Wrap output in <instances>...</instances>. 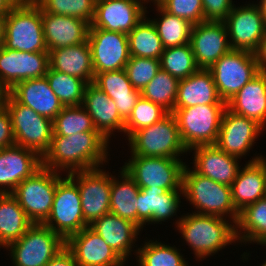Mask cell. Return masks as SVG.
Returning <instances> with one entry per match:
<instances>
[{
  "label": "cell",
  "mask_w": 266,
  "mask_h": 266,
  "mask_svg": "<svg viewBox=\"0 0 266 266\" xmlns=\"http://www.w3.org/2000/svg\"><path fill=\"white\" fill-rule=\"evenodd\" d=\"M124 69L133 87L142 91L161 69L160 59L131 56Z\"/></svg>",
  "instance_id": "45"
},
{
  "label": "cell",
  "mask_w": 266,
  "mask_h": 266,
  "mask_svg": "<svg viewBox=\"0 0 266 266\" xmlns=\"http://www.w3.org/2000/svg\"><path fill=\"white\" fill-rule=\"evenodd\" d=\"M231 112L266 125V72H259L227 103Z\"/></svg>",
  "instance_id": "29"
},
{
  "label": "cell",
  "mask_w": 266,
  "mask_h": 266,
  "mask_svg": "<svg viewBox=\"0 0 266 266\" xmlns=\"http://www.w3.org/2000/svg\"><path fill=\"white\" fill-rule=\"evenodd\" d=\"M261 266H266V261H264V263Z\"/></svg>",
  "instance_id": "57"
},
{
  "label": "cell",
  "mask_w": 266,
  "mask_h": 266,
  "mask_svg": "<svg viewBox=\"0 0 266 266\" xmlns=\"http://www.w3.org/2000/svg\"><path fill=\"white\" fill-rule=\"evenodd\" d=\"M180 191V193H179ZM182 190L140 189L136 198L138 201L137 226L143 229L144 224L159 223L176 215L181 203Z\"/></svg>",
  "instance_id": "24"
},
{
  "label": "cell",
  "mask_w": 266,
  "mask_h": 266,
  "mask_svg": "<svg viewBox=\"0 0 266 266\" xmlns=\"http://www.w3.org/2000/svg\"><path fill=\"white\" fill-rule=\"evenodd\" d=\"M45 76L50 88L63 106H80L83 104L84 90L87 85L84 80L55 71L50 67Z\"/></svg>",
  "instance_id": "39"
},
{
  "label": "cell",
  "mask_w": 266,
  "mask_h": 266,
  "mask_svg": "<svg viewBox=\"0 0 266 266\" xmlns=\"http://www.w3.org/2000/svg\"><path fill=\"white\" fill-rule=\"evenodd\" d=\"M94 73L124 69L130 59L128 35L100 28H89Z\"/></svg>",
  "instance_id": "14"
},
{
  "label": "cell",
  "mask_w": 266,
  "mask_h": 266,
  "mask_svg": "<svg viewBox=\"0 0 266 266\" xmlns=\"http://www.w3.org/2000/svg\"><path fill=\"white\" fill-rule=\"evenodd\" d=\"M9 95H10V90L3 83V81L0 77V107L4 106Z\"/></svg>",
  "instance_id": "52"
},
{
  "label": "cell",
  "mask_w": 266,
  "mask_h": 266,
  "mask_svg": "<svg viewBox=\"0 0 266 266\" xmlns=\"http://www.w3.org/2000/svg\"><path fill=\"white\" fill-rule=\"evenodd\" d=\"M43 224L65 241L88 226L82 214L78 186L68 175L57 183L50 215Z\"/></svg>",
  "instance_id": "12"
},
{
  "label": "cell",
  "mask_w": 266,
  "mask_h": 266,
  "mask_svg": "<svg viewBox=\"0 0 266 266\" xmlns=\"http://www.w3.org/2000/svg\"><path fill=\"white\" fill-rule=\"evenodd\" d=\"M204 104L226 105L218 95L211 71L198 69L189 77L180 80L175 108Z\"/></svg>",
  "instance_id": "30"
},
{
  "label": "cell",
  "mask_w": 266,
  "mask_h": 266,
  "mask_svg": "<svg viewBox=\"0 0 266 266\" xmlns=\"http://www.w3.org/2000/svg\"><path fill=\"white\" fill-rule=\"evenodd\" d=\"M167 114L168 112L160 105L140 96L130 116L125 121V134L128 136L127 138L134 132L155 124Z\"/></svg>",
  "instance_id": "44"
},
{
  "label": "cell",
  "mask_w": 266,
  "mask_h": 266,
  "mask_svg": "<svg viewBox=\"0 0 266 266\" xmlns=\"http://www.w3.org/2000/svg\"><path fill=\"white\" fill-rule=\"evenodd\" d=\"M118 177L120 181L112 175L110 212L137 225L138 201L136 196L140 187L123 168Z\"/></svg>",
  "instance_id": "34"
},
{
  "label": "cell",
  "mask_w": 266,
  "mask_h": 266,
  "mask_svg": "<svg viewBox=\"0 0 266 266\" xmlns=\"http://www.w3.org/2000/svg\"><path fill=\"white\" fill-rule=\"evenodd\" d=\"M257 6L260 10L261 15L264 18L265 24H266V0L259 1V4H257Z\"/></svg>",
  "instance_id": "54"
},
{
  "label": "cell",
  "mask_w": 266,
  "mask_h": 266,
  "mask_svg": "<svg viewBox=\"0 0 266 266\" xmlns=\"http://www.w3.org/2000/svg\"><path fill=\"white\" fill-rule=\"evenodd\" d=\"M32 224L11 193H0V248L20 239Z\"/></svg>",
  "instance_id": "33"
},
{
  "label": "cell",
  "mask_w": 266,
  "mask_h": 266,
  "mask_svg": "<svg viewBox=\"0 0 266 266\" xmlns=\"http://www.w3.org/2000/svg\"><path fill=\"white\" fill-rule=\"evenodd\" d=\"M46 47L49 50L77 45L88 40L90 24L79 18L44 12L41 9Z\"/></svg>",
  "instance_id": "26"
},
{
  "label": "cell",
  "mask_w": 266,
  "mask_h": 266,
  "mask_svg": "<svg viewBox=\"0 0 266 266\" xmlns=\"http://www.w3.org/2000/svg\"><path fill=\"white\" fill-rule=\"evenodd\" d=\"M66 241L44 224H32L18 240L9 243L14 266H46Z\"/></svg>",
  "instance_id": "10"
},
{
  "label": "cell",
  "mask_w": 266,
  "mask_h": 266,
  "mask_svg": "<svg viewBox=\"0 0 266 266\" xmlns=\"http://www.w3.org/2000/svg\"><path fill=\"white\" fill-rule=\"evenodd\" d=\"M49 52V67L55 71L79 77L87 84L94 81L91 49L88 41Z\"/></svg>",
  "instance_id": "31"
},
{
  "label": "cell",
  "mask_w": 266,
  "mask_h": 266,
  "mask_svg": "<svg viewBox=\"0 0 266 266\" xmlns=\"http://www.w3.org/2000/svg\"><path fill=\"white\" fill-rule=\"evenodd\" d=\"M48 68L49 52L0 48V77L9 90L22 80L44 77Z\"/></svg>",
  "instance_id": "19"
},
{
  "label": "cell",
  "mask_w": 266,
  "mask_h": 266,
  "mask_svg": "<svg viewBox=\"0 0 266 266\" xmlns=\"http://www.w3.org/2000/svg\"><path fill=\"white\" fill-rule=\"evenodd\" d=\"M7 16L8 13H0V48L4 44V34H5Z\"/></svg>",
  "instance_id": "53"
},
{
  "label": "cell",
  "mask_w": 266,
  "mask_h": 266,
  "mask_svg": "<svg viewBox=\"0 0 266 266\" xmlns=\"http://www.w3.org/2000/svg\"><path fill=\"white\" fill-rule=\"evenodd\" d=\"M209 70L218 95L225 103L259 73L254 53L233 49L218 59Z\"/></svg>",
  "instance_id": "11"
},
{
  "label": "cell",
  "mask_w": 266,
  "mask_h": 266,
  "mask_svg": "<svg viewBox=\"0 0 266 266\" xmlns=\"http://www.w3.org/2000/svg\"><path fill=\"white\" fill-rule=\"evenodd\" d=\"M41 167L42 158L32 150L18 145L0 149V193H12Z\"/></svg>",
  "instance_id": "21"
},
{
  "label": "cell",
  "mask_w": 266,
  "mask_h": 266,
  "mask_svg": "<svg viewBox=\"0 0 266 266\" xmlns=\"http://www.w3.org/2000/svg\"><path fill=\"white\" fill-rule=\"evenodd\" d=\"M260 245L266 246V240L263 243H261Z\"/></svg>",
  "instance_id": "56"
},
{
  "label": "cell",
  "mask_w": 266,
  "mask_h": 266,
  "mask_svg": "<svg viewBox=\"0 0 266 266\" xmlns=\"http://www.w3.org/2000/svg\"><path fill=\"white\" fill-rule=\"evenodd\" d=\"M224 22L205 21L192 26L189 44L199 69H209L231 50Z\"/></svg>",
  "instance_id": "17"
},
{
  "label": "cell",
  "mask_w": 266,
  "mask_h": 266,
  "mask_svg": "<svg viewBox=\"0 0 266 266\" xmlns=\"http://www.w3.org/2000/svg\"><path fill=\"white\" fill-rule=\"evenodd\" d=\"M266 158L256 156L240 168L231 185L232 202L238 212L265 197Z\"/></svg>",
  "instance_id": "23"
},
{
  "label": "cell",
  "mask_w": 266,
  "mask_h": 266,
  "mask_svg": "<svg viewBox=\"0 0 266 266\" xmlns=\"http://www.w3.org/2000/svg\"><path fill=\"white\" fill-rule=\"evenodd\" d=\"M160 6L169 14L195 25L204 22L202 0H164Z\"/></svg>",
  "instance_id": "46"
},
{
  "label": "cell",
  "mask_w": 266,
  "mask_h": 266,
  "mask_svg": "<svg viewBox=\"0 0 266 266\" xmlns=\"http://www.w3.org/2000/svg\"><path fill=\"white\" fill-rule=\"evenodd\" d=\"M263 130L255 120L237 115L226 108L215 145L228 155L241 159L250 151Z\"/></svg>",
  "instance_id": "18"
},
{
  "label": "cell",
  "mask_w": 266,
  "mask_h": 266,
  "mask_svg": "<svg viewBox=\"0 0 266 266\" xmlns=\"http://www.w3.org/2000/svg\"><path fill=\"white\" fill-rule=\"evenodd\" d=\"M15 145L11 117L5 106L0 107V149Z\"/></svg>",
  "instance_id": "48"
},
{
  "label": "cell",
  "mask_w": 266,
  "mask_h": 266,
  "mask_svg": "<svg viewBox=\"0 0 266 266\" xmlns=\"http://www.w3.org/2000/svg\"><path fill=\"white\" fill-rule=\"evenodd\" d=\"M179 82L180 80L160 69L141 91V96L160 105L168 113H172L175 108Z\"/></svg>",
  "instance_id": "38"
},
{
  "label": "cell",
  "mask_w": 266,
  "mask_h": 266,
  "mask_svg": "<svg viewBox=\"0 0 266 266\" xmlns=\"http://www.w3.org/2000/svg\"><path fill=\"white\" fill-rule=\"evenodd\" d=\"M10 95L18 103L52 121L64 107L50 88L46 76L22 80L10 90Z\"/></svg>",
  "instance_id": "27"
},
{
  "label": "cell",
  "mask_w": 266,
  "mask_h": 266,
  "mask_svg": "<svg viewBox=\"0 0 266 266\" xmlns=\"http://www.w3.org/2000/svg\"><path fill=\"white\" fill-rule=\"evenodd\" d=\"M60 173L42 166L11 193L33 224H43L50 215Z\"/></svg>",
  "instance_id": "7"
},
{
  "label": "cell",
  "mask_w": 266,
  "mask_h": 266,
  "mask_svg": "<svg viewBox=\"0 0 266 266\" xmlns=\"http://www.w3.org/2000/svg\"><path fill=\"white\" fill-rule=\"evenodd\" d=\"M151 1L154 2L155 6H156V5H160L164 0H147V3L151 2Z\"/></svg>",
  "instance_id": "55"
},
{
  "label": "cell",
  "mask_w": 266,
  "mask_h": 266,
  "mask_svg": "<svg viewBox=\"0 0 266 266\" xmlns=\"http://www.w3.org/2000/svg\"><path fill=\"white\" fill-rule=\"evenodd\" d=\"M130 152L136 156L180 159L188 150L183 145L176 117L168 113L160 121L134 132L128 138Z\"/></svg>",
  "instance_id": "5"
},
{
  "label": "cell",
  "mask_w": 266,
  "mask_h": 266,
  "mask_svg": "<svg viewBox=\"0 0 266 266\" xmlns=\"http://www.w3.org/2000/svg\"><path fill=\"white\" fill-rule=\"evenodd\" d=\"M184 215L175 224L197 259L204 260L225 246L238 242L234 222L215 215Z\"/></svg>",
  "instance_id": "2"
},
{
  "label": "cell",
  "mask_w": 266,
  "mask_h": 266,
  "mask_svg": "<svg viewBox=\"0 0 266 266\" xmlns=\"http://www.w3.org/2000/svg\"><path fill=\"white\" fill-rule=\"evenodd\" d=\"M146 2L147 0H97L90 28L128 34L147 16V6H144Z\"/></svg>",
  "instance_id": "16"
},
{
  "label": "cell",
  "mask_w": 266,
  "mask_h": 266,
  "mask_svg": "<svg viewBox=\"0 0 266 266\" xmlns=\"http://www.w3.org/2000/svg\"><path fill=\"white\" fill-rule=\"evenodd\" d=\"M178 250L175 245L149 240L135 253L139 266H189Z\"/></svg>",
  "instance_id": "40"
},
{
  "label": "cell",
  "mask_w": 266,
  "mask_h": 266,
  "mask_svg": "<svg viewBox=\"0 0 266 266\" xmlns=\"http://www.w3.org/2000/svg\"><path fill=\"white\" fill-rule=\"evenodd\" d=\"M194 151L193 170L215 182L231 186L240 170L239 158L228 155L217 145H203L190 149Z\"/></svg>",
  "instance_id": "22"
},
{
  "label": "cell",
  "mask_w": 266,
  "mask_h": 266,
  "mask_svg": "<svg viewBox=\"0 0 266 266\" xmlns=\"http://www.w3.org/2000/svg\"><path fill=\"white\" fill-rule=\"evenodd\" d=\"M93 83L114 100L120 117L126 121L140 98L141 91L133 87L125 69L96 73Z\"/></svg>",
  "instance_id": "32"
},
{
  "label": "cell",
  "mask_w": 266,
  "mask_h": 266,
  "mask_svg": "<svg viewBox=\"0 0 266 266\" xmlns=\"http://www.w3.org/2000/svg\"><path fill=\"white\" fill-rule=\"evenodd\" d=\"M4 106L11 117L15 145L32 150L42 158L52 142L53 121L18 103L11 95Z\"/></svg>",
  "instance_id": "8"
},
{
  "label": "cell",
  "mask_w": 266,
  "mask_h": 266,
  "mask_svg": "<svg viewBox=\"0 0 266 266\" xmlns=\"http://www.w3.org/2000/svg\"><path fill=\"white\" fill-rule=\"evenodd\" d=\"M182 191L190 204L197 209L193 213L230 217L237 223L239 212L233 205L231 186H227L204 177L191 170L185 164L182 174Z\"/></svg>",
  "instance_id": "3"
},
{
  "label": "cell",
  "mask_w": 266,
  "mask_h": 266,
  "mask_svg": "<svg viewBox=\"0 0 266 266\" xmlns=\"http://www.w3.org/2000/svg\"><path fill=\"white\" fill-rule=\"evenodd\" d=\"M122 167L140 189L182 190V159L131 155Z\"/></svg>",
  "instance_id": "9"
},
{
  "label": "cell",
  "mask_w": 266,
  "mask_h": 266,
  "mask_svg": "<svg viewBox=\"0 0 266 266\" xmlns=\"http://www.w3.org/2000/svg\"><path fill=\"white\" fill-rule=\"evenodd\" d=\"M20 0H0V13H8Z\"/></svg>",
  "instance_id": "51"
},
{
  "label": "cell",
  "mask_w": 266,
  "mask_h": 266,
  "mask_svg": "<svg viewBox=\"0 0 266 266\" xmlns=\"http://www.w3.org/2000/svg\"><path fill=\"white\" fill-rule=\"evenodd\" d=\"M236 236L241 244L253 241L259 245L266 240V197L239 212Z\"/></svg>",
  "instance_id": "35"
},
{
  "label": "cell",
  "mask_w": 266,
  "mask_h": 266,
  "mask_svg": "<svg viewBox=\"0 0 266 266\" xmlns=\"http://www.w3.org/2000/svg\"><path fill=\"white\" fill-rule=\"evenodd\" d=\"M89 227L99 234L125 262L132 254L131 249L141 231L132 221L111 212L104 214Z\"/></svg>",
  "instance_id": "28"
},
{
  "label": "cell",
  "mask_w": 266,
  "mask_h": 266,
  "mask_svg": "<svg viewBox=\"0 0 266 266\" xmlns=\"http://www.w3.org/2000/svg\"><path fill=\"white\" fill-rule=\"evenodd\" d=\"M108 143L99 132L53 136L49 150L42 157V166L66 173L98 168L108 162Z\"/></svg>",
  "instance_id": "1"
},
{
  "label": "cell",
  "mask_w": 266,
  "mask_h": 266,
  "mask_svg": "<svg viewBox=\"0 0 266 266\" xmlns=\"http://www.w3.org/2000/svg\"><path fill=\"white\" fill-rule=\"evenodd\" d=\"M66 247L79 266H124L126 262L89 226L70 236Z\"/></svg>",
  "instance_id": "20"
},
{
  "label": "cell",
  "mask_w": 266,
  "mask_h": 266,
  "mask_svg": "<svg viewBox=\"0 0 266 266\" xmlns=\"http://www.w3.org/2000/svg\"><path fill=\"white\" fill-rule=\"evenodd\" d=\"M160 66L178 80L189 77L199 69L189 43L165 48L160 57Z\"/></svg>",
  "instance_id": "42"
},
{
  "label": "cell",
  "mask_w": 266,
  "mask_h": 266,
  "mask_svg": "<svg viewBox=\"0 0 266 266\" xmlns=\"http://www.w3.org/2000/svg\"><path fill=\"white\" fill-rule=\"evenodd\" d=\"M204 22H223L234 7L232 0H202Z\"/></svg>",
  "instance_id": "47"
},
{
  "label": "cell",
  "mask_w": 266,
  "mask_h": 266,
  "mask_svg": "<svg viewBox=\"0 0 266 266\" xmlns=\"http://www.w3.org/2000/svg\"><path fill=\"white\" fill-rule=\"evenodd\" d=\"M81 132H98L85 108L64 106L53 120V136H68Z\"/></svg>",
  "instance_id": "41"
},
{
  "label": "cell",
  "mask_w": 266,
  "mask_h": 266,
  "mask_svg": "<svg viewBox=\"0 0 266 266\" xmlns=\"http://www.w3.org/2000/svg\"><path fill=\"white\" fill-rule=\"evenodd\" d=\"M127 35L130 56L160 59L165 48L155 25L147 17Z\"/></svg>",
  "instance_id": "36"
},
{
  "label": "cell",
  "mask_w": 266,
  "mask_h": 266,
  "mask_svg": "<svg viewBox=\"0 0 266 266\" xmlns=\"http://www.w3.org/2000/svg\"><path fill=\"white\" fill-rule=\"evenodd\" d=\"M67 175L76 181L81 197L82 214L88 226L110 212L112 175H109V172L98 167Z\"/></svg>",
  "instance_id": "13"
},
{
  "label": "cell",
  "mask_w": 266,
  "mask_h": 266,
  "mask_svg": "<svg viewBox=\"0 0 266 266\" xmlns=\"http://www.w3.org/2000/svg\"><path fill=\"white\" fill-rule=\"evenodd\" d=\"M161 18L152 19L164 48L189 43L193 24L184 18L169 14L160 5H156ZM159 19V20H158Z\"/></svg>",
  "instance_id": "37"
},
{
  "label": "cell",
  "mask_w": 266,
  "mask_h": 266,
  "mask_svg": "<svg viewBox=\"0 0 266 266\" xmlns=\"http://www.w3.org/2000/svg\"><path fill=\"white\" fill-rule=\"evenodd\" d=\"M44 12L71 16L88 22L94 19L95 0H33Z\"/></svg>",
  "instance_id": "43"
},
{
  "label": "cell",
  "mask_w": 266,
  "mask_h": 266,
  "mask_svg": "<svg viewBox=\"0 0 266 266\" xmlns=\"http://www.w3.org/2000/svg\"><path fill=\"white\" fill-rule=\"evenodd\" d=\"M3 46L22 52H48L41 8L33 0H20L8 12Z\"/></svg>",
  "instance_id": "4"
},
{
  "label": "cell",
  "mask_w": 266,
  "mask_h": 266,
  "mask_svg": "<svg viewBox=\"0 0 266 266\" xmlns=\"http://www.w3.org/2000/svg\"><path fill=\"white\" fill-rule=\"evenodd\" d=\"M226 105H196L174 108L181 141L186 149L215 145Z\"/></svg>",
  "instance_id": "6"
},
{
  "label": "cell",
  "mask_w": 266,
  "mask_h": 266,
  "mask_svg": "<svg viewBox=\"0 0 266 266\" xmlns=\"http://www.w3.org/2000/svg\"><path fill=\"white\" fill-rule=\"evenodd\" d=\"M259 72H266V34L254 52Z\"/></svg>",
  "instance_id": "50"
},
{
  "label": "cell",
  "mask_w": 266,
  "mask_h": 266,
  "mask_svg": "<svg viewBox=\"0 0 266 266\" xmlns=\"http://www.w3.org/2000/svg\"><path fill=\"white\" fill-rule=\"evenodd\" d=\"M228 31L229 44L233 50L254 53L266 34V24L256 4L234 5L223 21Z\"/></svg>",
  "instance_id": "15"
},
{
  "label": "cell",
  "mask_w": 266,
  "mask_h": 266,
  "mask_svg": "<svg viewBox=\"0 0 266 266\" xmlns=\"http://www.w3.org/2000/svg\"><path fill=\"white\" fill-rule=\"evenodd\" d=\"M82 106L91 116L95 129L108 142L114 130L125 134V121L120 117L114 100L93 82L85 87Z\"/></svg>",
  "instance_id": "25"
},
{
  "label": "cell",
  "mask_w": 266,
  "mask_h": 266,
  "mask_svg": "<svg viewBox=\"0 0 266 266\" xmlns=\"http://www.w3.org/2000/svg\"><path fill=\"white\" fill-rule=\"evenodd\" d=\"M46 266H79L72 252L65 246L61 249Z\"/></svg>",
  "instance_id": "49"
}]
</instances>
